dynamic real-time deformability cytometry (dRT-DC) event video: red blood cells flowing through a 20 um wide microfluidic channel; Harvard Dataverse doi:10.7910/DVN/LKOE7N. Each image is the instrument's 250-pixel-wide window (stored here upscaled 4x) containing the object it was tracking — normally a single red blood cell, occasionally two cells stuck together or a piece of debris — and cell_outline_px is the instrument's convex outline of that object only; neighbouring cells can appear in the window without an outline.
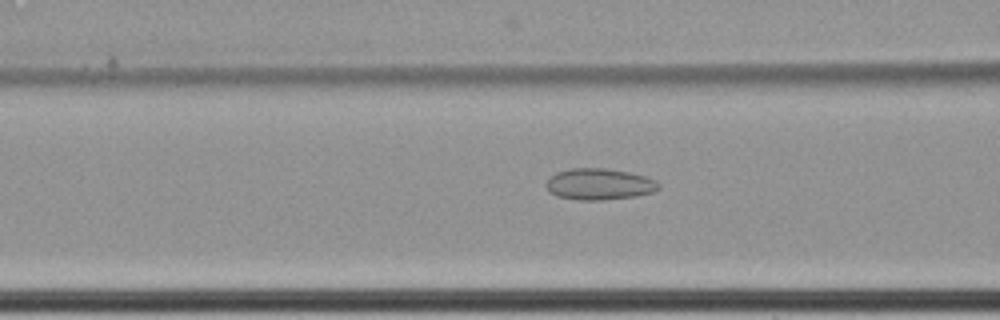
{"species": "common noctule bat (a hibernating species)", "species_latin": "Nyctalus noctula", "temperature_condition": "cold", "stored_images_in_passage": 64, "camera_frame_rate_fps": 3000, "um_per_image_px": 0.085, "animal": {"sex": "female", "body_mass_g": 22.7, "forearm_length_mm": 54.2}, "frame": {"image": 1, "passage_image": 29, "time_ms": 9.333, "image_size_px": [1000, 320], "cell_outline_px": [[660, 188], [652, 192], [636, 196], [604, 200], [576, 200], [556, 196], [548, 192], [544, 184], [556, 172], [572, 168], [604, 168], [628, 172], [644, 176], [656, 180], [660, 184]], "centroid_in_image_um": [50.91, 15.66], "position_along_channel_um": 115.7, "area_um2": 20.69}}
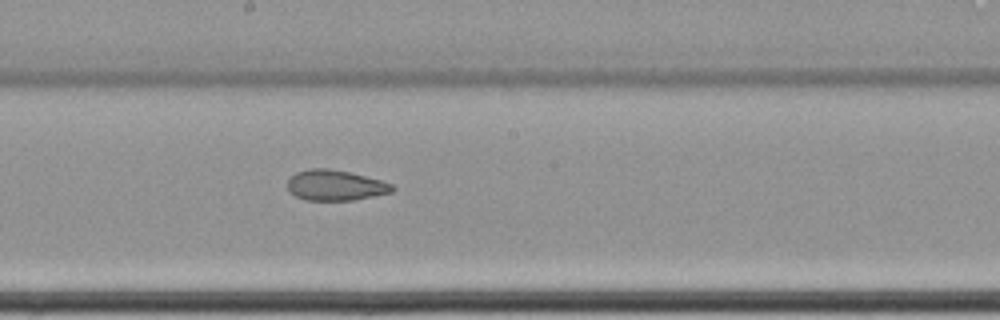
{"frame": {"image": 2, "passage_image": 38, "time_ms": 12.333, "image_size_px": [1000, 320], "cell_outline_px": [[396, 188], [392, 192], [352, 200], [304, 200], [296, 196], [288, 188], [288, 180], [296, 172], [308, 168], [328, 168], [348, 172], [380, 180], [392, 184]], "centroid_in_image_um": [28.5, 15.74], "position_along_channel_um": 219.7, "area_um2": 18.44}}
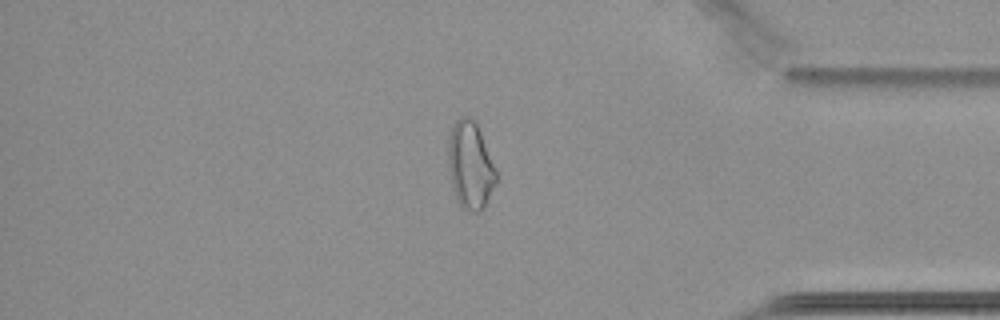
{"frame": {"image": 3, "passage_image": 55, "time_ms": 18.0, "image_size_px": [1000, 320], "cell_outline_px": [[496, 184], [484, 208], [480, 212], [472, 212], [460, 208], [456, 200], [452, 184], [448, 164], [448, 140], [452, 128], [456, 120], [460, 116], [472, 116], [480, 132], [496, 168]], "centroid_in_image_um": [39.97, 14.08], "position_along_channel_um": 395.2, "area_um2": 24.57}, "authors_computed_cell_mechanics": {"area_um2": 24.5361, "velocity_mm_per_s": 3.4606, "shape_relaxation_time_tau1_ms": null, "shape_relaxation_time_tau2_ms": 3.0853, "deformation_change_tau1": null, "deformation_change_tau2": 0.0978}}